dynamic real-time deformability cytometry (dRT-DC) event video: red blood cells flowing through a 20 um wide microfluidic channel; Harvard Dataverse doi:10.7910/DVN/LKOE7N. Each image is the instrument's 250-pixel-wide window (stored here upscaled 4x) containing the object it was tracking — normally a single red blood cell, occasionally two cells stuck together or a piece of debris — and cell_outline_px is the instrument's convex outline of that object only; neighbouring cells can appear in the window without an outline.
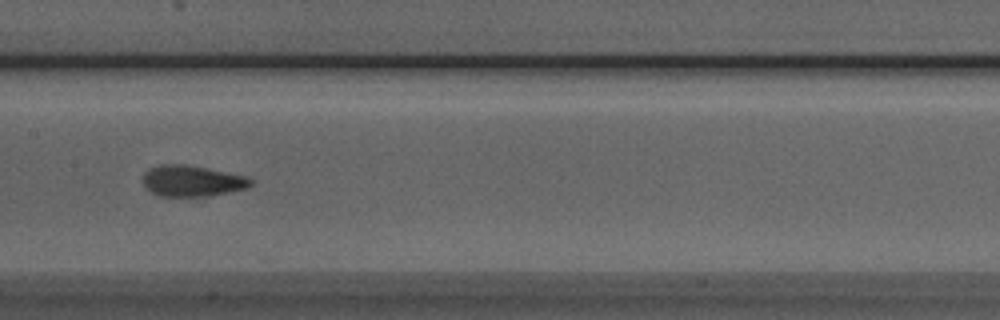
{"species": "Egyptian fruit bat (a non-hibernating species)", "species_latin": "Rousettus aegyptiacus", "temperature_condition": "room temperature", "stored_images_in_passage": 9, "segment_of_instrument_passage": [1, 2], "camera_frame_rate_fps": 3000, "um_per_image_px": 0.085, "animal": {"sex": "male"}, "frame": {"image": 1, "passage_image": 6, "time_ms": 6.667, "image_size_px": [1000, 320], "cell_outline_px": [[252, 184], [248, 188], [204, 196], [160, 196], [152, 192], [144, 184], [144, 172], [148, 168], [160, 164], [184, 164], [248, 176], [252, 180]], "centroid_in_image_um": [16.32, 15.36], "position_along_channel_um": 191.1, "area_um2": 19.31}}
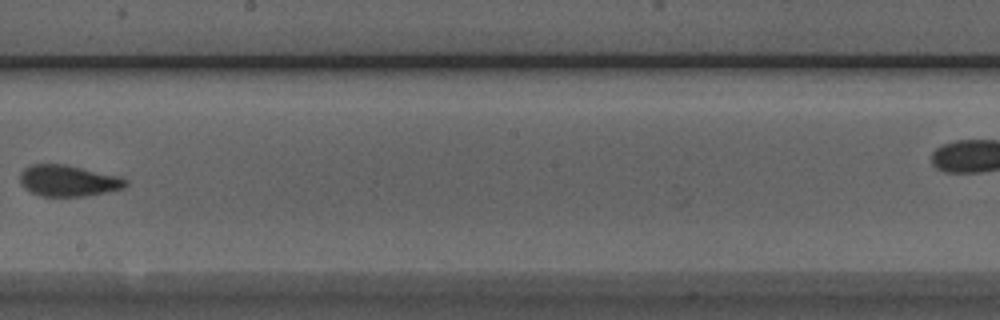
{"frame": {"image": 2, "passage_image": 7, "time_ms": 8.0, "image_size_px": [1000, 320], "cell_outline_px": [[128, 184], [124, 188], [84, 196], [40, 196], [24, 188], [20, 184], [20, 172], [24, 168], [32, 164], [64, 164], [120, 176], [128, 180]], "centroid_in_image_um": [5.79, 15.35], "position_along_channel_um": 242.4, "area_um2": 19.25}}
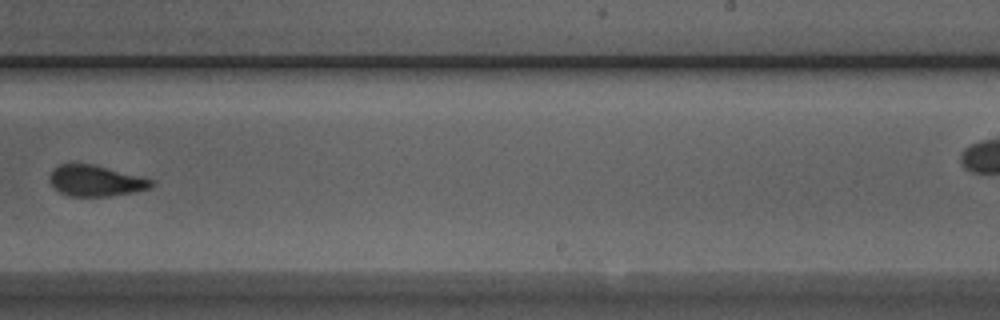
{"frame": {"image": 3, "passage_image": 8, "time_ms": 9.0, "image_size_px": [1000, 320], "cell_outline_px": [[156, 184], [152, 188], [132, 192], [108, 196], [68, 196], [60, 192], [48, 180], [48, 176], [52, 168], [60, 164], [92, 164], [156, 180]], "centroid_in_image_um": [8.14, 15.36], "position_along_channel_um": 280.9, "area_um2": 18.44}}